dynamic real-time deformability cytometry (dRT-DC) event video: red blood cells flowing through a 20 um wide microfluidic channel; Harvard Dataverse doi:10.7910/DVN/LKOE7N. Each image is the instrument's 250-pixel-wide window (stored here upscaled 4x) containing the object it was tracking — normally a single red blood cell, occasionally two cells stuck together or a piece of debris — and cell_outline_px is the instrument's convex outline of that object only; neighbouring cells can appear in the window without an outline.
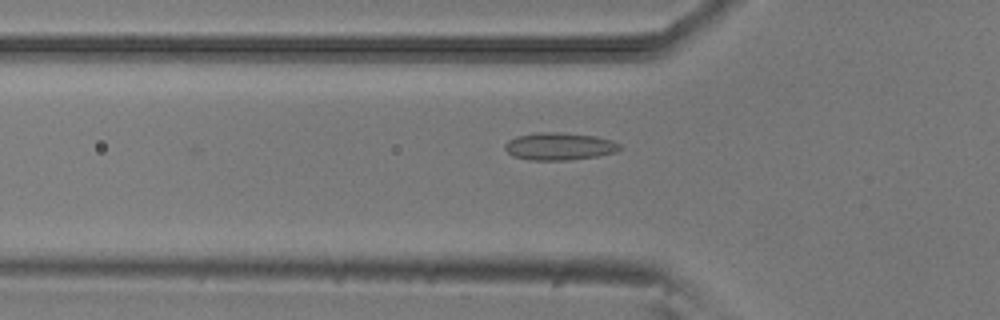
{"species": "common noctule bat (a hibernating species)", "species_latin": "Nyctalus noctula", "temperature_condition": "room temperature", "stored_images_in_passage": 37, "camera_frame_rate_fps": 3000, "um_per_image_px": 0.085, "animal": {"sex": "male", "body_mass_g": 20.5, "forearm_length_mm": 52.5}, "frame": {"image": 1, "passage_image": 2, "time_ms": 0.333, "image_size_px": [1000, 320], "cell_outline_px": [[624, 148], [616, 152], [596, 156], [568, 160], [532, 160], [512, 156], [504, 148], [504, 144], [508, 140], [516, 136], [536, 132], [560, 132], [596, 136], [612, 140], [620, 144]], "centroid_in_image_um": [47.55, 12.43], "position_along_channel_um": 78.3, "area_um2": 18.55}}
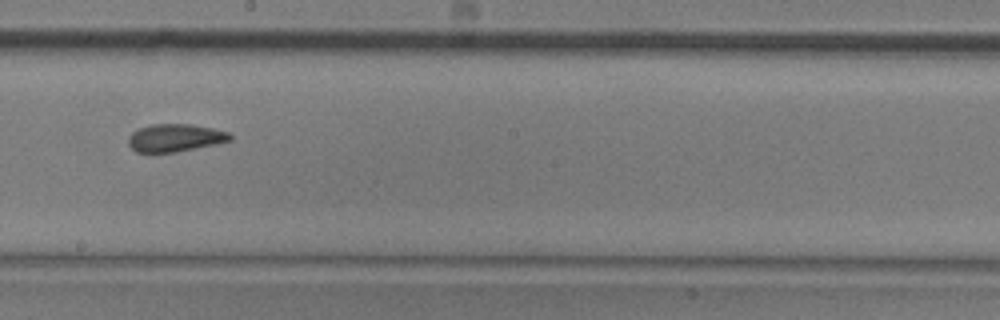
{"frame": {"image": 2, "passage_image": 14, "time_ms": 4.333, "image_size_px": [1000, 320], "cell_outline_px": [[232, 140], [216, 144], [176, 152], [136, 152], [128, 144], [128, 136], [132, 132], [140, 128], [152, 124], [192, 124], [212, 128], [228, 132], [232, 136]], "centroid_in_image_um": [14.88, 11.71], "position_along_channel_um": 233.3, "area_um2": 16.42}}
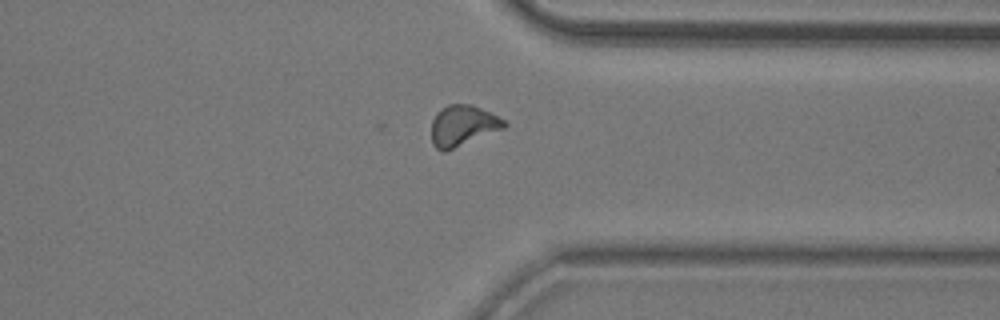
{"frame": {"image": 3, "passage_image": 25, "time_ms": 8.0, "image_size_px": [1000, 320], "cell_outline_px": [[508, 124], [504, 128], [444, 152], [440, 152], [432, 144], [432, 120], [436, 112], [440, 108], [448, 104], [472, 104], [492, 112], [504, 120]], "centroid_in_image_um": [39.33, 10.66], "position_along_channel_um": 372.1, "area_um2": 17.4}, "authors_computed_cell_mechanics": {"area_um2": 16.473, "velocity_mm_per_s": 3.8523, "shape_relaxation_time_tau1_ms": 10.9853, "shape_relaxation_time_tau2_ms": 1.9001, "deformation_change_tau1": 0.1753, "deformation_change_tau2": 0.065}}